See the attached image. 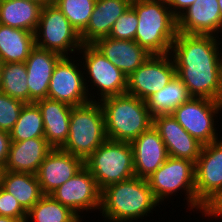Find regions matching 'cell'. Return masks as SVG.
<instances>
[{
	"label": "cell",
	"instance_id": "cell-1",
	"mask_svg": "<svg viewBox=\"0 0 222 222\" xmlns=\"http://www.w3.org/2000/svg\"><path fill=\"white\" fill-rule=\"evenodd\" d=\"M216 37L177 32L171 46L176 76L192 97L216 100L222 68L221 43Z\"/></svg>",
	"mask_w": 222,
	"mask_h": 222
},
{
	"label": "cell",
	"instance_id": "cell-2",
	"mask_svg": "<svg viewBox=\"0 0 222 222\" xmlns=\"http://www.w3.org/2000/svg\"><path fill=\"white\" fill-rule=\"evenodd\" d=\"M159 206L147 179L133 177L102 189L100 212L105 221L132 222ZM107 219V220H106Z\"/></svg>",
	"mask_w": 222,
	"mask_h": 222
},
{
	"label": "cell",
	"instance_id": "cell-3",
	"mask_svg": "<svg viewBox=\"0 0 222 222\" xmlns=\"http://www.w3.org/2000/svg\"><path fill=\"white\" fill-rule=\"evenodd\" d=\"M138 18L135 42L151 55L168 54L177 34V18L167 0H132Z\"/></svg>",
	"mask_w": 222,
	"mask_h": 222
},
{
	"label": "cell",
	"instance_id": "cell-4",
	"mask_svg": "<svg viewBox=\"0 0 222 222\" xmlns=\"http://www.w3.org/2000/svg\"><path fill=\"white\" fill-rule=\"evenodd\" d=\"M109 140L132 142L153 125V116L144 100L130 94L99 100Z\"/></svg>",
	"mask_w": 222,
	"mask_h": 222
},
{
	"label": "cell",
	"instance_id": "cell-5",
	"mask_svg": "<svg viewBox=\"0 0 222 222\" xmlns=\"http://www.w3.org/2000/svg\"><path fill=\"white\" fill-rule=\"evenodd\" d=\"M69 135L60 148L85 161L108 138L99 101L72 107Z\"/></svg>",
	"mask_w": 222,
	"mask_h": 222
},
{
	"label": "cell",
	"instance_id": "cell-6",
	"mask_svg": "<svg viewBox=\"0 0 222 222\" xmlns=\"http://www.w3.org/2000/svg\"><path fill=\"white\" fill-rule=\"evenodd\" d=\"M84 166L99 188L135 177L133 148L130 142L107 139L85 161Z\"/></svg>",
	"mask_w": 222,
	"mask_h": 222
},
{
	"label": "cell",
	"instance_id": "cell-7",
	"mask_svg": "<svg viewBox=\"0 0 222 222\" xmlns=\"http://www.w3.org/2000/svg\"><path fill=\"white\" fill-rule=\"evenodd\" d=\"M150 189L158 203L168 199L170 195L185 191L187 205L196 208L195 163L181 158L168 159L148 178Z\"/></svg>",
	"mask_w": 222,
	"mask_h": 222
},
{
	"label": "cell",
	"instance_id": "cell-8",
	"mask_svg": "<svg viewBox=\"0 0 222 222\" xmlns=\"http://www.w3.org/2000/svg\"><path fill=\"white\" fill-rule=\"evenodd\" d=\"M34 34L35 46L56 52L61 56H68V52L76 53L75 50L79 51L82 47L80 34L53 3L42 7Z\"/></svg>",
	"mask_w": 222,
	"mask_h": 222
},
{
	"label": "cell",
	"instance_id": "cell-9",
	"mask_svg": "<svg viewBox=\"0 0 222 222\" xmlns=\"http://www.w3.org/2000/svg\"><path fill=\"white\" fill-rule=\"evenodd\" d=\"M221 107L215 100L203 97H191L177 107L171 115L178 123L203 145L219 140L215 129V116Z\"/></svg>",
	"mask_w": 222,
	"mask_h": 222
},
{
	"label": "cell",
	"instance_id": "cell-10",
	"mask_svg": "<svg viewBox=\"0 0 222 222\" xmlns=\"http://www.w3.org/2000/svg\"><path fill=\"white\" fill-rule=\"evenodd\" d=\"M73 60L71 56H63L58 61L50 79L48 98L74 107L96 99H93L94 95L89 94L90 88H88L89 85L86 86L88 82L84 75L85 71L78 68L79 63L75 64L76 60Z\"/></svg>",
	"mask_w": 222,
	"mask_h": 222
},
{
	"label": "cell",
	"instance_id": "cell-11",
	"mask_svg": "<svg viewBox=\"0 0 222 222\" xmlns=\"http://www.w3.org/2000/svg\"><path fill=\"white\" fill-rule=\"evenodd\" d=\"M81 51V52H80ZM79 53H82L83 65L88 82L100 91L99 100L110 96L122 95L127 92V77L115 67L93 44H82ZM88 73V74H87ZM89 75V77H88Z\"/></svg>",
	"mask_w": 222,
	"mask_h": 222
},
{
	"label": "cell",
	"instance_id": "cell-12",
	"mask_svg": "<svg viewBox=\"0 0 222 222\" xmlns=\"http://www.w3.org/2000/svg\"><path fill=\"white\" fill-rule=\"evenodd\" d=\"M169 55H151L127 77L126 93L145 101L171 82L176 76V68Z\"/></svg>",
	"mask_w": 222,
	"mask_h": 222
},
{
	"label": "cell",
	"instance_id": "cell-13",
	"mask_svg": "<svg viewBox=\"0 0 222 222\" xmlns=\"http://www.w3.org/2000/svg\"><path fill=\"white\" fill-rule=\"evenodd\" d=\"M101 192L95 178L83 166L72 178L55 189L50 195L63 206L70 208L80 218L81 212L99 209ZM79 212V213H78Z\"/></svg>",
	"mask_w": 222,
	"mask_h": 222
},
{
	"label": "cell",
	"instance_id": "cell-14",
	"mask_svg": "<svg viewBox=\"0 0 222 222\" xmlns=\"http://www.w3.org/2000/svg\"><path fill=\"white\" fill-rule=\"evenodd\" d=\"M222 189V138L205 144L195 163L196 209Z\"/></svg>",
	"mask_w": 222,
	"mask_h": 222
},
{
	"label": "cell",
	"instance_id": "cell-15",
	"mask_svg": "<svg viewBox=\"0 0 222 222\" xmlns=\"http://www.w3.org/2000/svg\"><path fill=\"white\" fill-rule=\"evenodd\" d=\"M153 126L158 130L170 157L196 163L203 144L187 133L171 114L154 116Z\"/></svg>",
	"mask_w": 222,
	"mask_h": 222
},
{
	"label": "cell",
	"instance_id": "cell-16",
	"mask_svg": "<svg viewBox=\"0 0 222 222\" xmlns=\"http://www.w3.org/2000/svg\"><path fill=\"white\" fill-rule=\"evenodd\" d=\"M83 166L84 161L81 158L60 148H53L46 155L36 173L42 193L50 195L72 178Z\"/></svg>",
	"mask_w": 222,
	"mask_h": 222
},
{
	"label": "cell",
	"instance_id": "cell-17",
	"mask_svg": "<svg viewBox=\"0 0 222 222\" xmlns=\"http://www.w3.org/2000/svg\"><path fill=\"white\" fill-rule=\"evenodd\" d=\"M177 32L212 36L222 33L218 0H196L177 17Z\"/></svg>",
	"mask_w": 222,
	"mask_h": 222
},
{
	"label": "cell",
	"instance_id": "cell-18",
	"mask_svg": "<svg viewBox=\"0 0 222 222\" xmlns=\"http://www.w3.org/2000/svg\"><path fill=\"white\" fill-rule=\"evenodd\" d=\"M135 177L147 179L169 157L158 130L152 125L131 142Z\"/></svg>",
	"mask_w": 222,
	"mask_h": 222
},
{
	"label": "cell",
	"instance_id": "cell-19",
	"mask_svg": "<svg viewBox=\"0 0 222 222\" xmlns=\"http://www.w3.org/2000/svg\"><path fill=\"white\" fill-rule=\"evenodd\" d=\"M60 54L35 46L27 60V81L29 87V103L48 98V89L52 73L58 61L62 58Z\"/></svg>",
	"mask_w": 222,
	"mask_h": 222
},
{
	"label": "cell",
	"instance_id": "cell-20",
	"mask_svg": "<svg viewBox=\"0 0 222 222\" xmlns=\"http://www.w3.org/2000/svg\"><path fill=\"white\" fill-rule=\"evenodd\" d=\"M93 45L126 77L137 70L150 56L134 40L103 37Z\"/></svg>",
	"mask_w": 222,
	"mask_h": 222
},
{
	"label": "cell",
	"instance_id": "cell-21",
	"mask_svg": "<svg viewBox=\"0 0 222 222\" xmlns=\"http://www.w3.org/2000/svg\"><path fill=\"white\" fill-rule=\"evenodd\" d=\"M132 0H96L89 23L80 34L82 44H93L96 40L108 37L111 29Z\"/></svg>",
	"mask_w": 222,
	"mask_h": 222
},
{
	"label": "cell",
	"instance_id": "cell-22",
	"mask_svg": "<svg viewBox=\"0 0 222 222\" xmlns=\"http://www.w3.org/2000/svg\"><path fill=\"white\" fill-rule=\"evenodd\" d=\"M52 149L44 137L11 142L4 169L36 174L46 155Z\"/></svg>",
	"mask_w": 222,
	"mask_h": 222
},
{
	"label": "cell",
	"instance_id": "cell-23",
	"mask_svg": "<svg viewBox=\"0 0 222 222\" xmlns=\"http://www.w3.org/2000/svg\"><path fill=\"white\" fill-rule=\"evenodd\" d=\"M41 110L44 122V138L52 148H61L69 135L72 107L49 98L35 102Z\"/></svg>",
	"mask_w": 222,
	"mask_h": 222
},
{
	"label": "cell",
	"instance_id": "cell-24",
	"mask_svg": "<svg viewBox=\"0 0 222 222\" xmlns=\"http://www.w3.org/2000/svg\"><path fill=\"white\" fill-rule=\"evenodd\" d=\"M42 7L31 0H0V24L35 33Z\"/></svg>",
	"mask_w": 222,
	"mask_h": 222
},
{
	"label": "cell",
	"instance_id": "cell-25",
	"mask_svg": "<svg viewBox=\"0 0 222 222\" xmlns=\"http://www.w3.org/2000/svg\"><path fill=\"white\" fill-rule=\"evenodd\" d=\"M35 47V34L0 24V61L25 63Z\"/></svg>",
	"mask_w": 222,
	"mask_h": 222
},
{
	"label": "cell",
	"instance_id": "cell-26",
	"mask_svg": "<svg viewBox=\"0 0 222 222\" xmlns=\"http://www.w3.org/2000/svg\"><path fill=\"white\" fill-rule=\"evenodd\" d=\"M2 188L12 194L27 212L44 196L36 174L33 173L5 170Z\"/></svg>",
	"mask_w": 222,
	"mask_h": 222
},
{
	"label": "cell",
	"instance_id": "cell-27",
	"mask_svg": "<svg viewBox=\"0 0 222 222\" xmlns=\"http://www.w3.org/2000/svg\"><path fill=\"white\" fill-rule=\"evenodd\" d=\"M191 97L184 83L175 76L164 88L148 97L145 103L154 117L160 114H171Z\"/></svg>",
	"mask_w": 222,
	"mask_h": 222
},
{
	"label": "cell",
	"instance_id": "cell-28",
	"mask_svg": "<svg viewBox=\"0 0 222 222\" xmlns=\"http://www.w3.org/2000/svg\"><path fill=\"white\" fill-rule=\"evenodd\" d=\"M30 220L34 222H81L83 219L70 208L56 201L51 195H44L27 212L26 222H30Z\"/></svg>",
	"mask_w": 222,
	"mask_h": 222
},
{
	"label": "cell",
	"instance_id": "cell-29",
	"mask_svg": "<svg viewBox=\"0 0 222 222\" xmlns=\"http://www.w3.org/2000/svg\"><path fill=\"white\" fill-rule=\"evenodd\" d=\"M25 63H2L0 92L29 103V87Z\"/></svg>",
	"mask_w": 222,
	"mask_h": 222
},
{
	"label": "cell",
	"instance_id": "cell-30",
	"mask_svg": "<svg viewBox=\"0 0 222 222\" xmlns=\"http://www.w3.org/2000/svg\"><path fill=\"white\" fill-rule=\"evenodd\" d=\"M12 142L44 137V122L40 108L36 103H26L18 121L9 132Z\"/></svg>",
	"mask_w": 222,
	"mask_h": 222
},
{
	"label": "cell",
	"instance_id": "cell-31",
	"mask_svg": "<svg viewBox=\"0 0 222 222\" xmlns=\"http://www.w3.org/2000/svg\"><path fill=\"white\" fill-rule=\"evenodd\" d=\"M96 0H54L56 5L69 20L72 27L81 34L87 27Z\"/></svg>",
	"mask_w": 222,
	"mask_h": 222
},
{
	"label": "cell",
	"instance_id": "cell-32",
	"mask_svg": "<svg viewBox=\"0 0 222 222\" xmlns=\"http://www.w3.org/2000/svg\"><path fill=\"white\" fill-rule=\"evenodd\" d=\"M24 103L0 92V130L10 132L18 121Z\"/></svg>",
	"mask_w": 222,
	"mask_h": 222
},
{
	"label": "cell",
	"instance_id": "cell-33",
	"mask_svg": "<svg viewBox=\"0 0 222 222\" xmlns=\"http://www.w3.org/2000/svg\"><path fill=\"white\" fill-rule=\"evenodd\" d=\"M138 26V18L135 10L130 6L118 17L114 23L109 38L135 40V33Z\"/></svg>",
	"mask_w": 222,
	"mask_h": 222
},
{
	"label": "cell",
	"instance_id": "cell-34",
	"mask_svg": "<svg viewBox=\"0 0 222 222\" xmlns=\"http://www.w3.org/2000/svg\"><path fill=\"white\" fill-rule=\"evenodd\" d=\"M0 216L15 218L26 222L27 211L18 200L2 187H0Z\"/></svg>",
	"mask_w": 222,
	"mask_h": 222
},
{
	"label": "cell",
	"instance_id": "cell-35",
	"mask_svg": "<svg viewBox=\"0 0 222 222\" xmlns=\"http://www.w3.org/2000/svg\"><path fill=\"white\" fill-rule=\"evenodd\" d=\"M202 213L207 217L221 216L222 218V189L203 205Z\"/></svg>",
	"mask_w": 222,
	"mask_h": 222
},
{
	"label": "cell",
	"instance_id": "cell-36",
	"mask_svg": "<svg viewBox=\"0 0 222 222\" xmlns=\"http://www.w3.org/2000/svg\"><path fill=\"white\" fill-rule=\"evenodd\" d=\"M10 133L0 130V165L5 166L11 145Z\"/></svg>",
	"mask_w": 222,
	"mask_h": 222
},
{
	"label": "cell",
	"instance_id": "cell-37",
	"mask_svg": "<svg viewBox=\"0 0 222 222\" xmlns=\"http://www.w3.org/2000/svg\"><path fill=\"white\" fill-rule=\"evenodd\" d=\"M196 0H167L171 13L177 18L185 9Z\"/></svg>",
	"mask_w": 222,
	"mask_h": 222
},
{
	"label": "cell",
	"instance_id": "cell-38",
	"mask_svg": "<svg viewBox=\"0 0 222 222\" xmlns=\"http://www.w3.org/2000/svg\"><path fill=\"white\" fill-rule=\"evenodd\" d=\"M215 101L221 107V110H222V68H221V75H220V88H219V92L217 94Z\"/></svg>",
	"mask_w": 222,
	"mask_h": 222
},
{
	"label": "cell",
	"instance_id": "cell-39",
	"mask_svg": "<svg viewBox=\"0 0 222 222\" xmlns=\"http://www.w3.org/2000/svg\"><path fill=\"white\" fill-rule=\"evenodd\" d=\"M0 222H22L21 220L10 218L6 216H0Z\"/></svg>",
	"mask_w": 222,
	"mask_h": 222
},
{
	"label": "cell",
	"instance_id": "cell-40",
	"mask_svg": "<svg viewBox=\"0 0 222 222\" xmlns=\"http://www.w3.org/2000/svg\"><path fill=\"white\" fill-rule=\"evenodd\" d=\"M42 4L43 6L53 3L54 0H31Z\"/></svg>",
	"mask_w": 222,
	"mask_h": 222
},
{
	"label": "cell",
	"instance_id": "cell-41",
	"mask_svg": "<svg viewBox=\"0 0 222 222\" xmlns=\"http://www.w3.org/2000/svg\"><path fill=\"white\" fill-rule=\"evenodd\" d=\"M4 167L0 165V187H2V177H3V174H4Z\"/></svg>",
	"mask_w": 222,
	"mask_h": 222
},
{
	"label": "cell",
	"instance_id": "cell-42",
	"mask_svg": "<svg viewBox=\"0 0 222 222\" xmlns=\"http://www.w3.org/2000/svg\"><path fill=\"white\" fill-rule=\"evenodd\" d=\"M220 15H221V22H222V0H218Z\"/></svg>",
	"mask_w": 222,
	"mask_h": 222
},
{
	"label": "cell",
	"instance_id": "cell-43",
	"mask_svg": "<svg viewBox=\"0 0 222 222\" xmlns=\"http://www.w3.org/2000/svg\"><path fill=\"white\" fill-rule=\"evenodd\" d=\"M1 70H2V62L0 61V82H1Z\"/></svg>",
	"mask_w": 222,
	"mask_h": 222
}]
</instances>
